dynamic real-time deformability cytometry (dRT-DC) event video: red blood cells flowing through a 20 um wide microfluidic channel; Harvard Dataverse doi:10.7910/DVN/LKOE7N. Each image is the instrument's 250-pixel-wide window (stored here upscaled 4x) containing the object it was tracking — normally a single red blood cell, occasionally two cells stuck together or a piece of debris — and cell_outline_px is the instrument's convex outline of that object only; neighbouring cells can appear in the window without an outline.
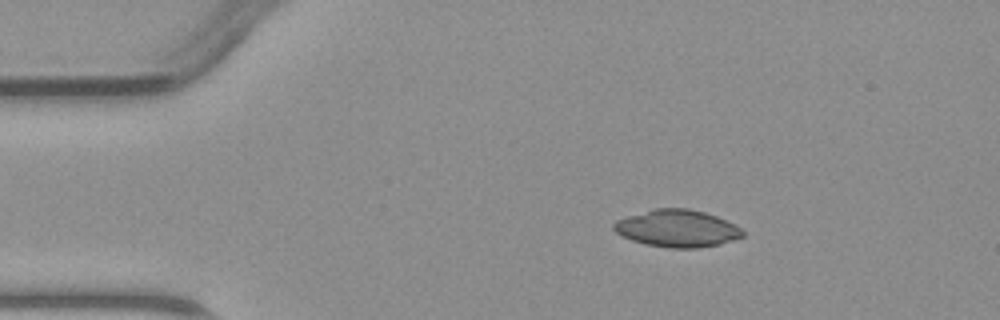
{"species": "common noctule bat (a hibernating species)", "species_latin": "Nyctalus noctula", "temperature_condition": "warm", "stored_images_in_passage": 4, "camera_frame_rate_fps": 3000, "um_per_image_px": 0.085, "animal": {"sex": "male", "body_mass_g": 23.1, "forearm_length_mm": 52.7}, "frame": {"image": 1, "passage_image": 1, "time_ms": 0.0, "image_size_px": [1000, 320], "cell_outline_px": [[744, 236], [720, 244], [700, 248], [668, 248], [644, 244], [632, 240], [616, 232], [612, 228], [612, 224], [616, 220], [652, 208], [688, 208], [704, 212], [716, 216], [736, 224], [744, 232]], "centroid_in_image_um": [57.56, 19.41], "position_along_channel_um": 27.4, "area_um2": 28.09}}